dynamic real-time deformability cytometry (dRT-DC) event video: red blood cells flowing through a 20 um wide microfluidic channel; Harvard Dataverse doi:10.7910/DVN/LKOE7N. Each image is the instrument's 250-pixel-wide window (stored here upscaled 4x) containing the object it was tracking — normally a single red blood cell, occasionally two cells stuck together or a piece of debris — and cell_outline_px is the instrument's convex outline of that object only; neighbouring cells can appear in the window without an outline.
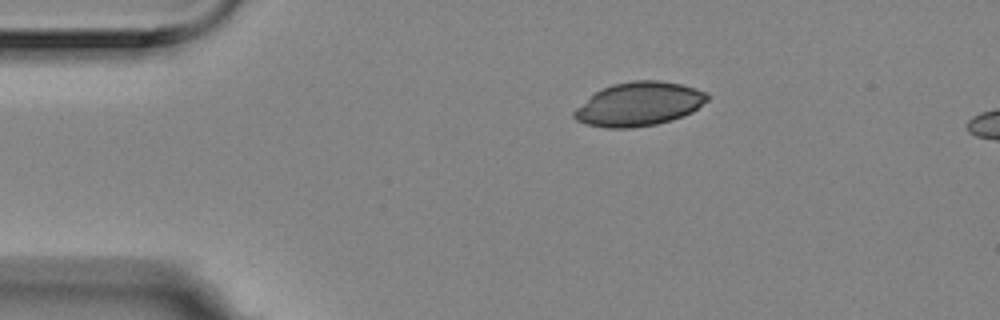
{"species": "Egyptian fruit bat (a non-hibernating species)", "species_latin": "Rousettus aegyptiacus", "temperature_condition": "room temperature", "stored_images_in_passage": 39, "camera_frame_rate_fps": 3000, "um_per_image_px": 0.085, "animal": {"sex": "female"}, "frame": {"image": 1, "passage_image": 1, "time_ms": 0.0, "image_size_px": [1000, 320], "cell_outline_px": [[708, 100], [692, 112], [672, 120], [656, 124], [632, 128], [604, 128], [588, 124], [576, 120], [572, 116], [572, 112], [576, 108], [596, 92], [612, 84], [632, 80], [660, 80], [680, 84], [696, 88], [708, 92]], "centroid_in_image_um": [54.33, 8.84], "position_along_channel_um": 30.7, "area_um2": 33.99}}
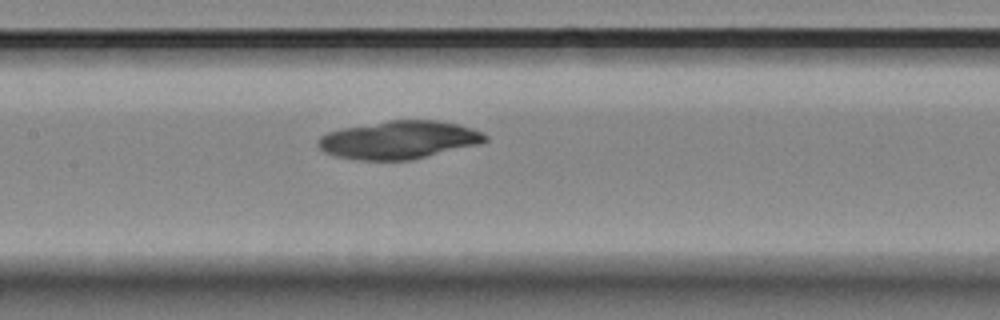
{"frame": {"image": 2, "passage_image": 17, "time_ms": 5.333, "image_size_px": [1000, 320], "cell_outline_px": [[488, 140], [480, 144], [412, 160], [360, 160], [336, 156], [324, 152], [316, 144], [316, 140], [320, 136], [328, 132], [344, 128], [388, 120], [436, 120], [460, 124], [484, 132], [488, 136]], "centroid_in_image_um": [33.94, 11.89], "position_along_channel_um": 173.5, "area_um2": 37.28}}
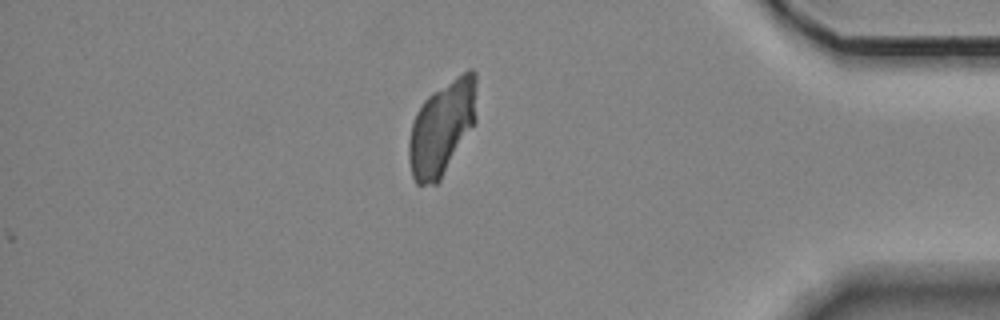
{"frame": {"image": 3, "passage_image": 39, "time_ms": 12.667, "image_size_px": [1000, 320], "cell_outline_px": [[476, 120], [440, 180], [436, 184], [416, 184], [412, 176], [408, 160], [408, 140], [412, 124], [416, 112], [424, 100], [432, 92], [468, 68], [472, 68], [476, 72]], "centroid_in_image_um": [37.56, 10.84], "position_along_channel_um": 397.6, "area_um2": 37.22}}